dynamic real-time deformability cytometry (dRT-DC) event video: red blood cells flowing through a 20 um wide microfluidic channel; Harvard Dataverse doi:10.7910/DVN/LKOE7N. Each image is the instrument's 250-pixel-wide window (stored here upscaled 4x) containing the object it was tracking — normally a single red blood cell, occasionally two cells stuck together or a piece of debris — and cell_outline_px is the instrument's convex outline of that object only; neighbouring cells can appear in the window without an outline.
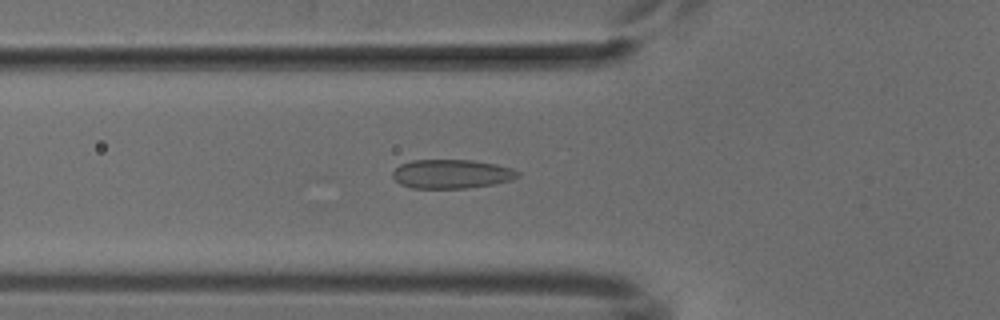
{"species": "common noctule bat (a hibernating species)", "species_latin": "Nyctalus noctula", "temperature_condition": "cold", "stored_images_in_passage": 52, "camera_frame_rate_fps": 3000, "um_per_image_px": 0.085, "animal": {"sex": "male", "body_mass_g": 18.8}, "frame": {"image": 1, "passage_image": 18, "time_ms": 5.667, "image_size_px": [1000, 320], "cell_outline_px": [[520, 176], [512, 180], [492, 184], [468, 188], [412, 188], [400, 184], [392, 176], [392, 172], [400, 164], [412, 160], [472, 160], [496, 164], [512, 168], [520, 172]], "centroid_in_image_um": [38.39, 14.78], "position_along_channel_um": 87.4, "area_um2": 21.21}}
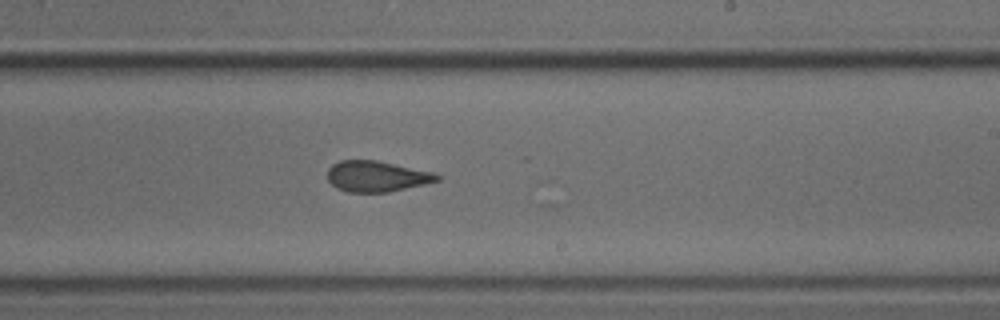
{"frame": {"image": 2, "passage_image": 31, "time_ms": 10.0, "image_size_px": [1000, 320], "cell_outline_px": [[440, 180], [424, 184], [388, 192], [348, 192], [336, 188], [328, 180], [328, 168], [332, 164], [340, 160], [376, 160], [436, 172], [440, 176]], "centroid_in_image_um": [32.02, 14.98], "position_along_channel_um": 257.0, "area_um2": 19.77}}
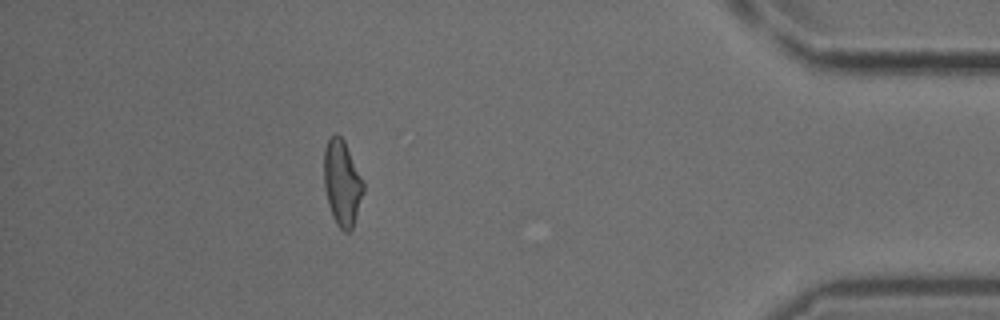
{"frame": {"image": 3, "passage_image": 46, "time_ms": 15.0, "image_size_px": [1000, 320], "cell_outline_px": [[364, 192], [352, 228], [348, 232], [344, 232], [336, 224], [332, 216], [328, 204], [324, 188], [324, 148], [328, 140], [336, 132], [344, 140], [364, 180]], "centroid_in_image_um": [29.08, 15.54], "position_along_channel_um": 406.1, "area_um2": 19.83}}